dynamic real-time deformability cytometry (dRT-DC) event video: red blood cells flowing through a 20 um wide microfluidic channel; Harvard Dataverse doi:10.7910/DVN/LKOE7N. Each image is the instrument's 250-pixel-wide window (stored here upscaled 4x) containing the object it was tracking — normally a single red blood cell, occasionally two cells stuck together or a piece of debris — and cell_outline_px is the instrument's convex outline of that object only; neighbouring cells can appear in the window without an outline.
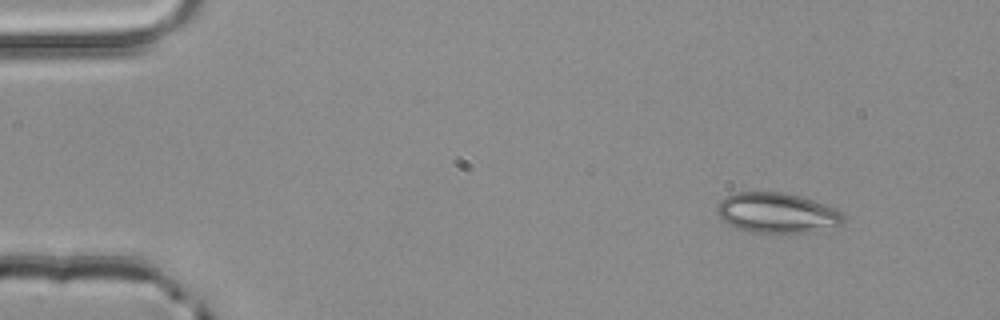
{"species": "common noctule bat (a hibernating species)", "species_latin": "Nyctalus noctula", "temperature_condition": "room temperature", "stored_images_in_passage": 3, "camera_frame_rate_fps": 3000, "um_per_image_px": 0.085, "animal": {"sex": "male", "body_mass_g": 20.4}, "frame": {"image": 1, "passage_image": 1, "time_ms": 0.0, "image_size_px": [1000, 320], "cell_outline_px": [[844, 220], [840, 224], [816, 232], [748, 232], [736, 228], [720, 220], [716, 212], [716, 208], [720, 200], [724, 196], [736, 192], [784, 192], [800, 196], [836, 208], [844, 216]], "centroid_in_image_um": [65.99, 18.09], "position_along_channel_um": 19.0, "area_um2": 29.77}}